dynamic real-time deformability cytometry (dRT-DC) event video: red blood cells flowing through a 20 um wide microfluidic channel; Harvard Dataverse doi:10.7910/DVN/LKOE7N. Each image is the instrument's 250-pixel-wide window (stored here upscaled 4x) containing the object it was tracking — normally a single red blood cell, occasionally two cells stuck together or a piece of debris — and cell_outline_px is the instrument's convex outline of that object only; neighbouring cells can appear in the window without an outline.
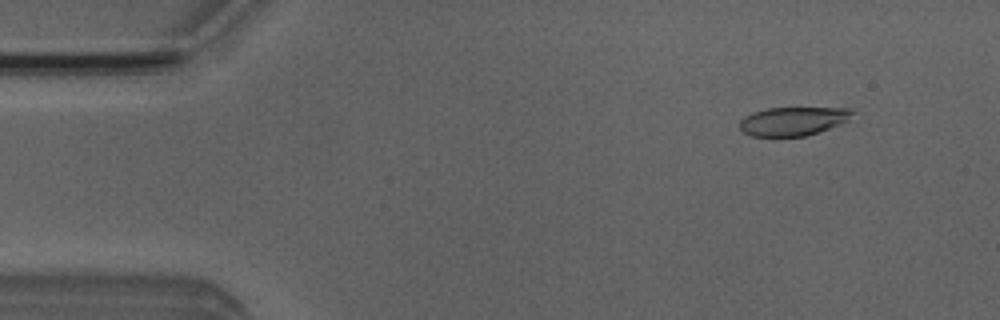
{"species": "Egyptian fruit bat (a non-hibernating species)", "species_latin": "Rousettus aegyptiacus", "temperature_condition": "room temperature", "stored_images_in_passage": 5, "camera_frame_rate_fps": 3000, "um_per_image_px": 0.085, "animal": {"sex": "male"}, "frame": {"image": 1, "passage_image": 2, "time_ms": 1.333, "image_size_px": [1000, 320], "cell_outline_px": [[856, 108], [848, 120], [840, 124], [804, 136], [752, 136], [744, 132], [740, 128], [740, 120], [744, 116], [752, 112], [768, 108]], "centroid_in_image_um": [67.4, 10.28], "position_along_channel_um": 17.6, "area_um2": 18.67}}